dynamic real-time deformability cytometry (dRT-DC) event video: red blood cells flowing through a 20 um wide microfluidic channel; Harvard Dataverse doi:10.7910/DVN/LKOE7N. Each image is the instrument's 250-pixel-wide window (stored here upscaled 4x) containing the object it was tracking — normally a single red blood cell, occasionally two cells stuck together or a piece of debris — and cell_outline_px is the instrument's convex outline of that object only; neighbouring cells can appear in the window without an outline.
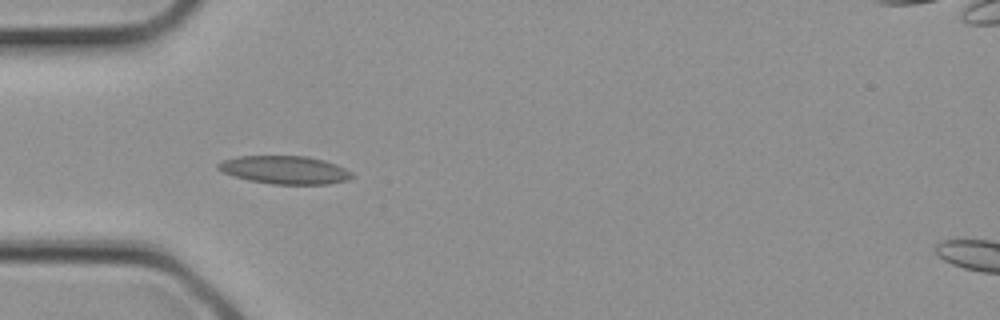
{"species": "common noctule bat (a hibernating species)", "species_latin": "Nyctalus noctula", "temperature_condition": "cold", "stored_images_in_passage": 4, "camera_frame_rate_fps": 3000, "um_per_image_px": 0.085, "animal": {"sex": "female", "body_mass_g": 21.9}, "frame": {"image": 1, "passage_image": 4, "time_ms": 1.0, "image_size_px": [1000, 320], "cell_outline_px": [[356, 176], [348, 180], [328, 184], [272, 184], [252, 180], [236, 176], [224, 172], [216, 168], [216, 164], [224, 160], [236, 156], [308, 156], [324, 160], [336, 164], [352, 172]], "centroid_in_image_um": [24.26, 14.43], "position_along_channel_um": 60.7, "area_um2": 21.85}}